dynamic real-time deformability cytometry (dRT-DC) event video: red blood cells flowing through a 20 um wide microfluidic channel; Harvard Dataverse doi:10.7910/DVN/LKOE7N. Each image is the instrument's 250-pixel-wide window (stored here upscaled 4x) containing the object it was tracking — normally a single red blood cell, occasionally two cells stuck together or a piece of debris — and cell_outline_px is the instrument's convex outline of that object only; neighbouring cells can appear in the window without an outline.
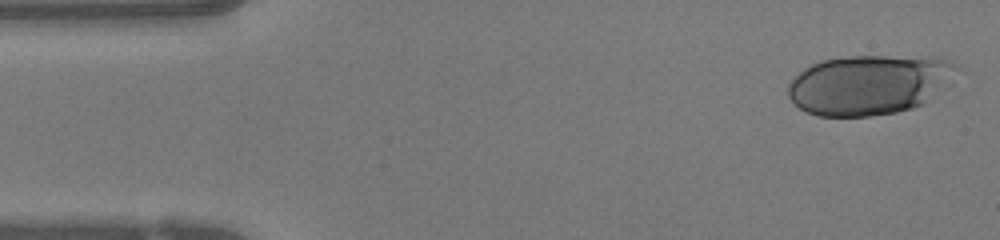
{"species": "human", "species_latin": "Homo sapiens", "temperature_condition": "warm", "stored_images_in_passage": 24, "camera_frame_rate_fps": 3000, "um_per_image_px": 0.085, "donor": {"sex": "female"}, "frame": {"image": 1, "passage_image": 1, "time_ms": 0.0, "image_size_px": [1000, 240], "cell_outline_px": [[960, 68], [924, 104], [912, 108], [896, 112], [868, 116], [816, 116], [800, 108], [788, 96], [788, 84], [804, 68], [820, 60], [852, 56], [944, 56], [952, 60]], "centroid_in_image_um": [73.89, 7.17], "position_along_channel_um": 11.1, "area_um2": 58.84}}
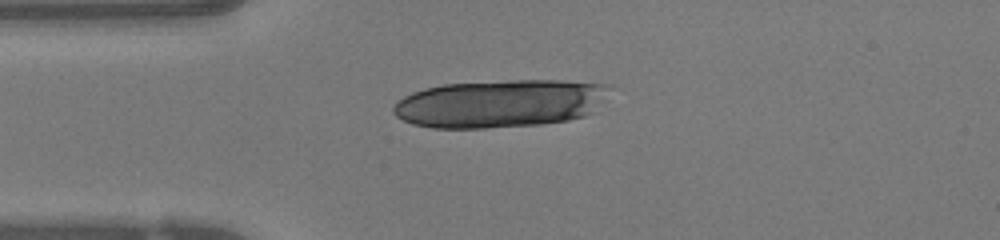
{"frame": {"image": 2, "passage_image": 10, "time_ms": 3.0, "image_size_px": [1000, 240], "cell_outline_px": [[612, 84], [592, 112], [584, 116], [568, 120], [540, 124], [484, 128], [432, 128], [412, 124], [396, 116], [392, 112], [392, 108], [404, 96], [412, 92], [424, 88], [444, 84], [512, 80], [560, 80]], "centroid_in_image_um": [42.47, 8.79], "position_along_channel_um": 42.5, "area_um2": 60.17}}